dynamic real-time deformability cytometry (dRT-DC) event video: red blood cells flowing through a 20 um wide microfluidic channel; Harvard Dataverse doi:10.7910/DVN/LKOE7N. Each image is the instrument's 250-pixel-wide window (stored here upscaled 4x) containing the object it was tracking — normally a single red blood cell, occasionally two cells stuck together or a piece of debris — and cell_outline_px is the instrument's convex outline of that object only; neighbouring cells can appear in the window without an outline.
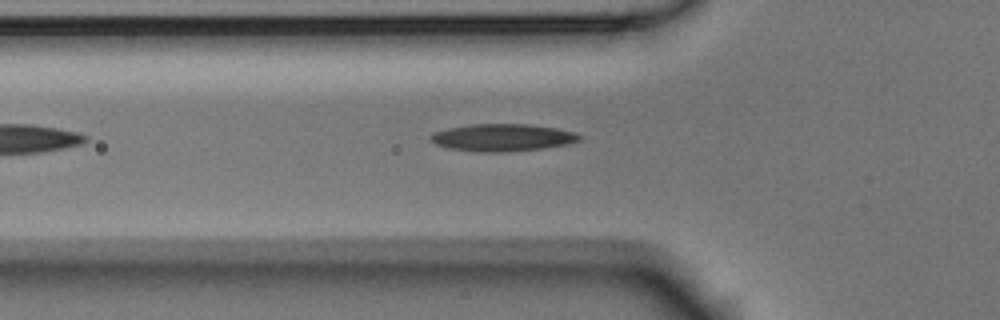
{"species": "Egyptian fruit bat (a non-hibernating species)", "species_latin": "Rousettus aegyptiacus", "temperature_condition": "room temperature", "stored_images_in_passage": 3, "camera_frame_rate_fps": 3000, "um_per_image_px": 0.085, "animal": {"sex": "male"}, "frame": {"image": 1, "passage_image": 3, "time_ms": 0.667, "image_size_px": [1000, 320], "cell_outline_px": [[584, 136], [580, 140], [568, 144], [544, 148], [504, 152], [476, 152], [448, 148], [436, 144], [428, 140], [436, 132], [448, 128], [472, 124], [528, 124], [556, 128], [576, 132]], "centroid_in_image_um": [42.76, 11.69], "position_along_channel_um": 83.0, "area_um2": 23.76}}